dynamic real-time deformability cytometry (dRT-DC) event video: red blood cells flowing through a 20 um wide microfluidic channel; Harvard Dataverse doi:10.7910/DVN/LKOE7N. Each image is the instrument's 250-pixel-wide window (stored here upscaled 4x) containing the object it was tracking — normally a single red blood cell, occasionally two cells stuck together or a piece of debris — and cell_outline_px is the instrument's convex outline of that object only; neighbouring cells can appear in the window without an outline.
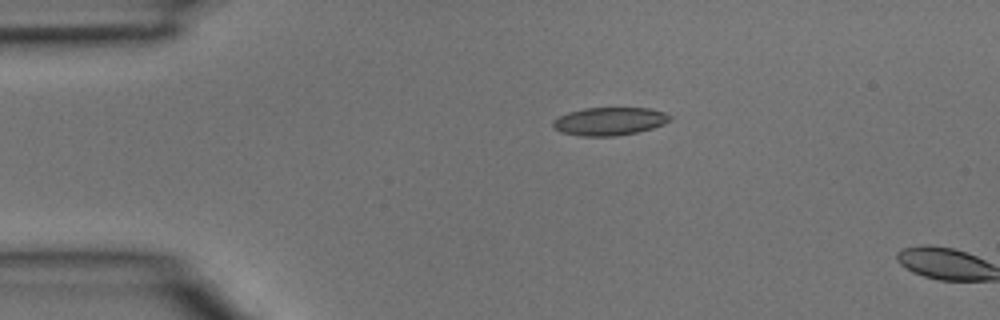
{"species": "common noctule bat (a hibernating species)", "species_latin": "Nyctalus noctula", "temperature_condition": "room temperature", "stored_images_in_passage": 2, "camera_frame_rate_fps": 3000, "um_per_image_px": 0.085, "animal": {"sex": "male", "body_mass_g": 15.6}, "frame": {"image": 1, "passage_image": 1, "time_ms": 0.0, "image_size_px": [1000, 320], "cell_outline_px": [[672, 120], [664, 124], [652, 128], [636, 132], [616, 136], [580, 136], [560, 132], [552, 128], [552, 120], [568, 112], [584, 108], [652, 108], [664, 112], [672, 116]], "centroid_in_image_um": [51.8, 10.31], "position_along_channel_um": 33.2, "area_um2": 19.31}}